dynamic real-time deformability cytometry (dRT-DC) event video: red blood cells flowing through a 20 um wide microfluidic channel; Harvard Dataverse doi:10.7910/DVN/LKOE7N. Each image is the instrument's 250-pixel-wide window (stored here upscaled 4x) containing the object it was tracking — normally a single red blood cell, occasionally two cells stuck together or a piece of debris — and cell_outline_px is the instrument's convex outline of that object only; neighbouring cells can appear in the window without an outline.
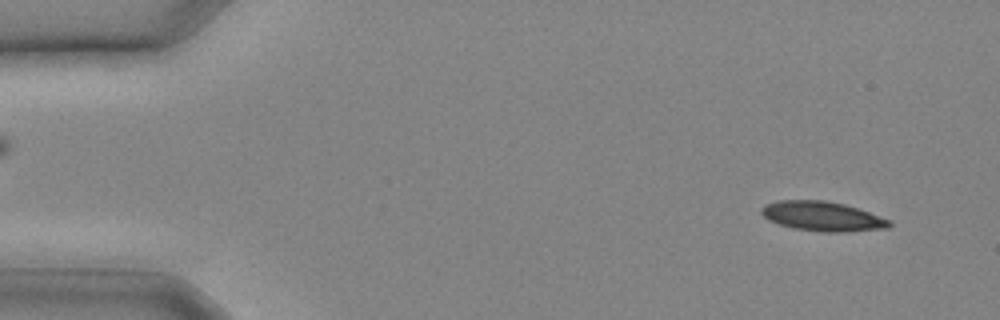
{"species": "common noctule bat (a hibernating species)", "species_latin": "Nyctalus noctula", "temperature_condition": "cold", "stored_images_in_passage": 10, "camera_frame_rate_fps": 3000, "um_per_image_px": 0.085, "animal": {"sex": "male", "body_mass_g": 20.4}, "frame": {"image": 1, "passage_image": 1, "time_ms": 0.0, "image_size_px": [1000, 320], "cell_outline_px": [[892, 224], [888, 228], [844, 232], [824, 232], [792, 228], [768, 220], [760, 212], [760, 208], [764, 204], [776, 200], [824, 200], [844, 204], [892, 220]], "centroid_in_image_um": [69.88, 18.38], "position_along_channel_um": 15.1, "area_um2": 22.14}}
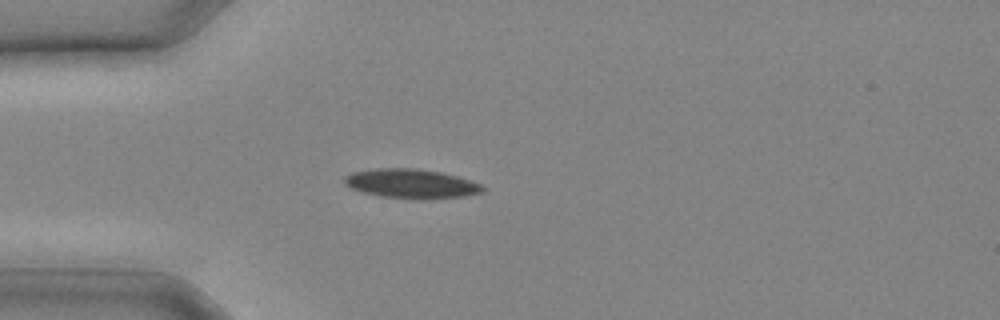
{"frame": {"image": 2, "passage_image": 6, "time_ms": 1.667, "image_size_px": [1000, 320], "cell_outline_px": [[484, 192], [464, 196], [428, 200], [420, 200], [380, 196], [364, 192], [352, 188], [344, 184], [344, 176], [352, 172], [376, 168], [416, 168], [440, 172], [456, 176], [480, 184], [484, 188]], "centroid_in_image_um": [34.95, 15.62], "position_along_channel_um": 50.1, "area_um2": 23.7}}
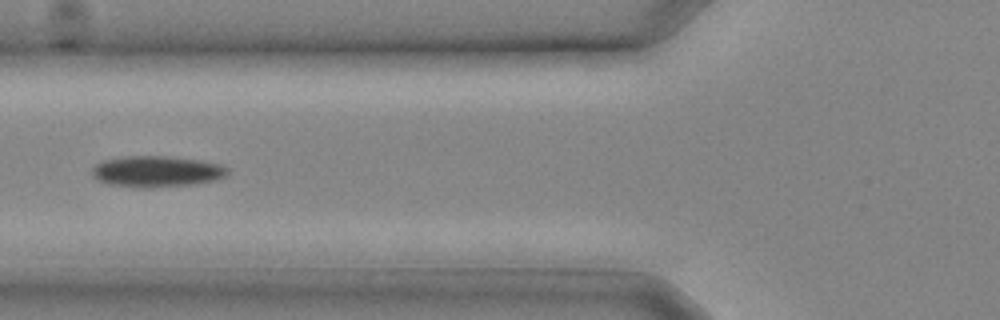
{"frame": {"image": 3, "passage_image": 9, "time_ms": 2.667, "image_size_px": [1000, 320], "cell_outline_px": [[228, 176], [216, 180], [192, 184], [108, 184], [96, 180], [92, 176], [92, 168], [100, 160], [124, 156], [168, 156], [200, 160], [220, 164], [228, 168]], "centroid_in_image_um": [13.33, 14.5], "position_along_channel_um": 112.5, "area_um2": 23.58}}